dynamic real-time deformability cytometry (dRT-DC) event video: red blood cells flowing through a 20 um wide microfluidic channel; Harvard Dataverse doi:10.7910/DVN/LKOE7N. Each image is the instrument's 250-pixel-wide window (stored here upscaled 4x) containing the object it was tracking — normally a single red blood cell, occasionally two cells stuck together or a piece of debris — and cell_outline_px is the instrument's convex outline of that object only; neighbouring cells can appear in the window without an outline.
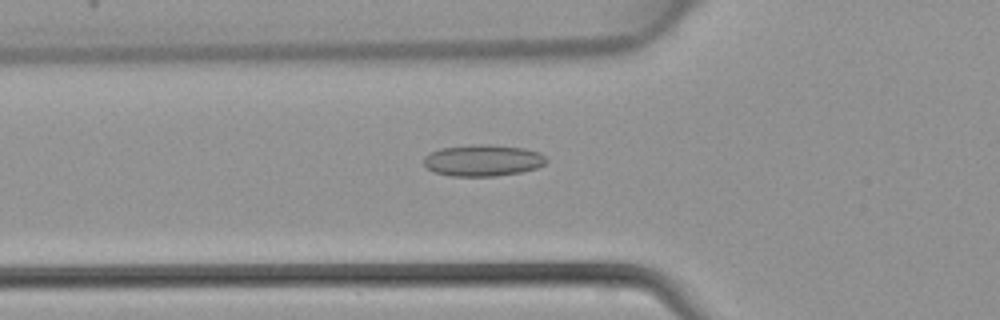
{"species": "common noctule bat (a hibernating species)", "species_latin": "Nyctalus noctula", "temperature_condition": "warm", "stored_images_in_passage": 43, "camera_frame_rate_fps": 3000, "um_per_image_px": 0.085, "animal": {"sex": "female", "body_mass_g": 22.7, "forearm_length_mm": 54.2}, "frame": {"image": 1, "passage_image": 16, "time_ms": 5.0, "image_size_px": [1000, 320], "cell_outline_px": [[548, 160], [544, 164], [536, 168], [520, 172], [496, 176], [452, 176], [432, 172], [424, 164], [424, 156], [440, 148], [472, 144], [488, 144], [524, 148], [540, 152]], "centroid_in_image_um": [41.04, 13.63], "position_along_channel_um": 84.8, "area_um2": 22.6}}
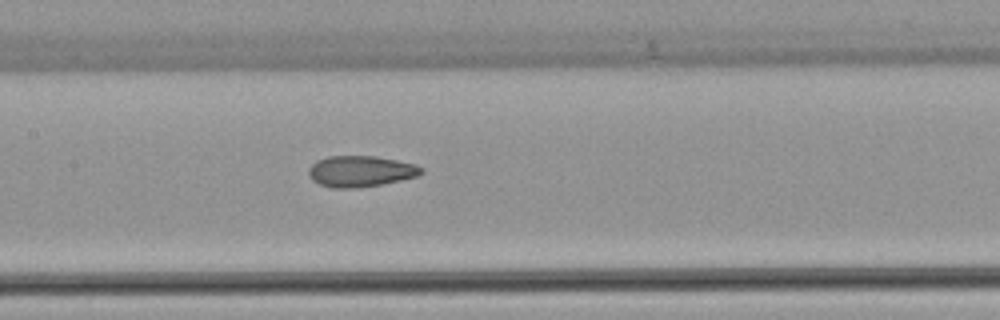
{"frame": {"image": 2, "passage_image": 22, "time_ms": 7.0, "image_size_px": [1000, 320], "cell_outline_px": [[424, 172], [416, 176], [400, 180], [380, 184], [356, 188], [332, 188], [320, 184], [312, 180], [308, 172], [308, 168], [316, 160], [328, 156], [376, 156], [416, 164], [424, 168]], "centroid_in_image_um": [30.64, 14.55], "position_along_channel_um": 176.8, "area_um2": 20.4}}
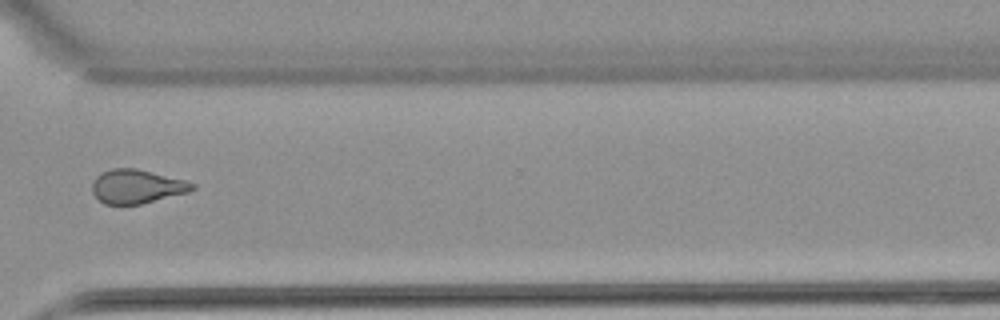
{"frame": {"image": 3, "passage_image": 34, "time_ms": 11.0, "image_size_px": [1000, 320], "cell_outline_px": [[196, 188], [188, 192], [140, 204], [104, 204], [92, 192], [92, 180], [100, 172], [112, 168], [136, 168], [184, 180], [196, 184]], "centroid_in_image_um": [11.6, 15.84], "position_along_channel_um": 359.0, "area_um2": 19.71}}